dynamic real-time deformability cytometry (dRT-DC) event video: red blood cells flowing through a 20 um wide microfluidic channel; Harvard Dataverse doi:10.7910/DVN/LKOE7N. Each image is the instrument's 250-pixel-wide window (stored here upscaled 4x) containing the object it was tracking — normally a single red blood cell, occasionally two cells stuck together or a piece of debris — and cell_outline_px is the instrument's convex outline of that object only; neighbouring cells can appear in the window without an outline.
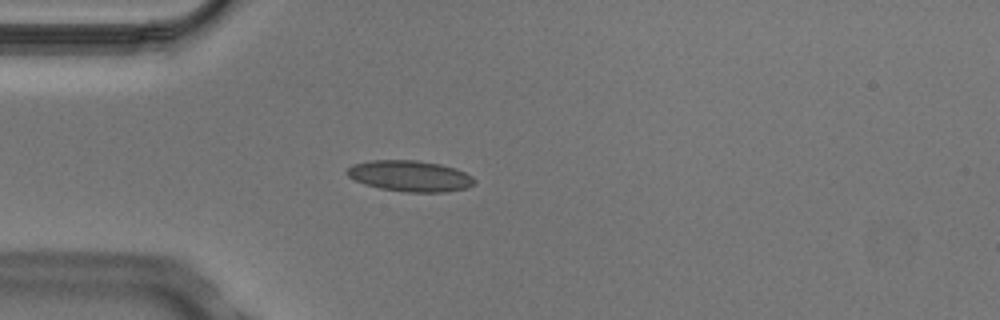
{"species": "Egyptian fruit bat (a non-hibernating species)", "species_latin": "Rousettus aegyptiacus", "temperature_condition": "cold", "stored_images_in_passage": 6, "camera_frame_rate_fps": 3000, "um_per_image_px": 0.085, "animal": {"sex": "male"}, "frame": {"image": 1, "passage_image": 5, "time_ms": 1.333, "image_size_px": [1000, 320], "cell_outline_px": [[476, 184], [464, 188], [448, 192], [408, 192], [380, 188], [364, 184], [348, 176], [344, 172], [352, 164], [372, 160], [416, 160], [440, 164], [456, 168], [472, 176], [476, 180]], "centroid_in_image_um": [34.86, 14.96], "position_along_channel_um": 50.1, "area_um2": 23.06}}